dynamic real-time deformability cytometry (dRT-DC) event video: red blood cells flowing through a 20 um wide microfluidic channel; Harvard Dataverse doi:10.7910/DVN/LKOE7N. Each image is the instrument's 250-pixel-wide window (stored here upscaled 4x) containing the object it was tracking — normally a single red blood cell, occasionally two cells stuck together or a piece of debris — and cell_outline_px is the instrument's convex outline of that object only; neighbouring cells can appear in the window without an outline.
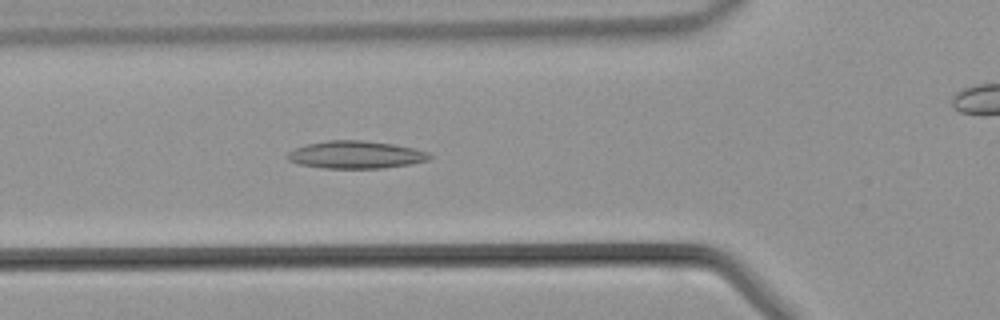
{"species": "common noctule bat (a hibernating species)", "species_latin": "Nyctalus noctula", "temperature_condition": "warm", "stored_images_in_passage": 29, "camera_frame_rate_fps": 3000, "um_per_image_px": 0.085, "animal": {"sex": "male", "body_mass_g": 21.5, "forearm_length_mm": 52.0}, "frame": {"image": 1, "passage_image": 3, "time_ms": 0.667, "image_size_px": [1000, 320], "cell_outline_px": [[432, 156], [428, 160], [412, 164], [384, 168], [320, 168], [300, 164], [288, 160], [284, 156], [288, 152], [296, 148], [308, 144], [328, 140], [360, 140], [392, 144], [432, 152]], "centroid_in_image_um": [30.26, 13.16], "position_along_channel_um": 95.5, "area_um2": 22.89}}
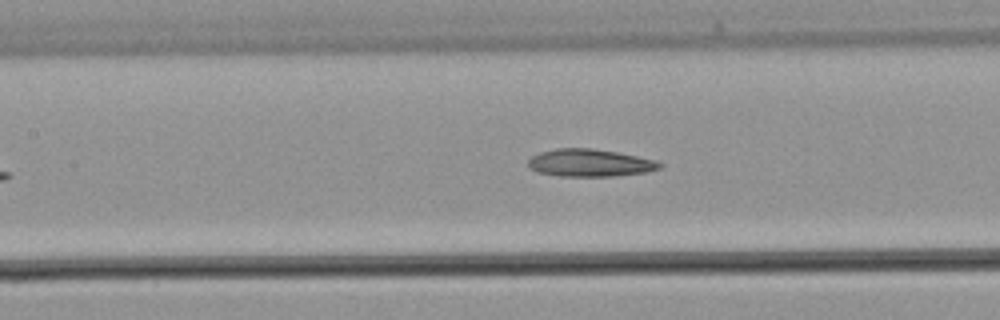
{"frame": {"image": 2, "passage_image": 7, "time_ms": 2.0, "image_size_px": [1000, 320], "cell_outline_px": [[664, 164], [660, 168], [644, 172], [612, 176], [560, 176], [536, 172], [528, 168], [528, 160], [532, 156], [540, 152], [556, 148], [592, 148], [616, 152], [656, 160]], "centroid_in_image_um": [50.09, 13.84], "position_along_channel_um": 157.3, "area_um2": 21.04}}
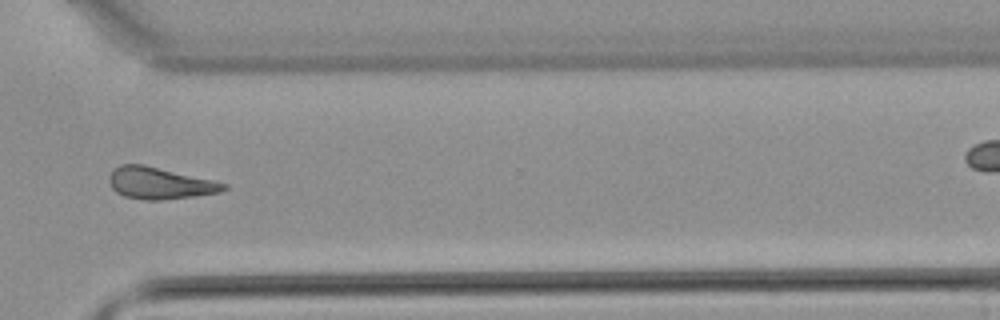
{"frame": {"image": 3, "passage_image": 20, "time_ms": 6.333, "image_size_px": [1000, 320], "cell_outline_px": [[228, 188], [220, 192], [196, 196], [160, 200], [144, 200], [124, 196], [116, 192], [112, 188], [108, 180], [108, 176], [112, 168], [120, 164], [144, 164], [212, 180], [228, 184]], "centroid_in_image_um": [13.54, 15.56], "position_along_channel_um": 357.1, "area_um2": 21.33}}